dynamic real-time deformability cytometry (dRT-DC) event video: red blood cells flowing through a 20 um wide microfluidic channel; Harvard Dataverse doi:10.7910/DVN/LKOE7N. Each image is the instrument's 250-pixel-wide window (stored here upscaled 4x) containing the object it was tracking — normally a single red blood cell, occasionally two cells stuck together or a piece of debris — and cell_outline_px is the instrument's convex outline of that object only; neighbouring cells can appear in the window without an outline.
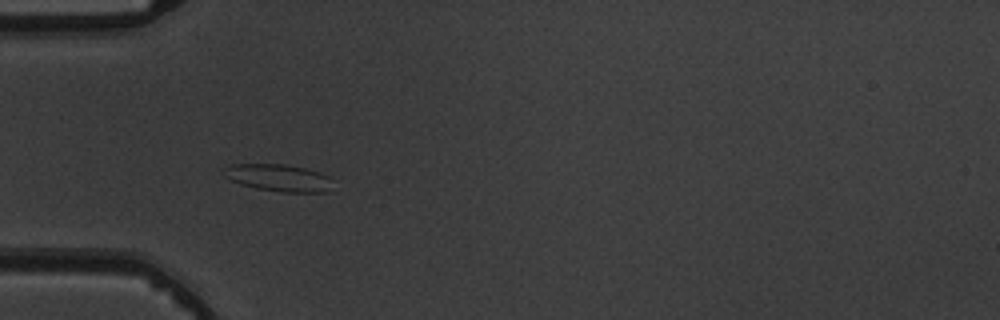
{"species": "common noctule bat (a hibernating species)", "species_latin": "Nyctalus noctula", "temperature_condition": "warm", "stored_images_in_passage": 6, "camera_frame_rate_fps": 3000, "um_per_image_px": 0.085, "animal": {"sex": "male", "body_mass_g": 19.5, "forearm_length_mm": 54.6}, "frame": {"image": 1, "passage_image": 5, "time_ms": 4.667, "image_size_px": [1000, 320], "cell_outline_px": [[336, 180], [324, 192], [284, 192], [256, 188], [240, 184], [224, 176], [220, 172], [224, 168], [232, 164], [284, 164], [304, 168], [320, 172]], "centroid_in_image_um": [23.67, 15.1], "position_along_channel_um": 61.3, "area_um2": 17.28}}
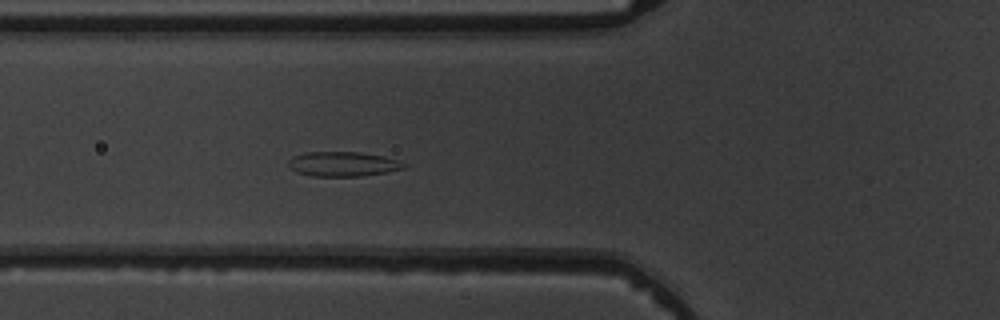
{"frame": {"image": 2, "passage_image": 6, "time_ms": 5.667, "image_size_px": [1000, 320], "cell_outline_px": [[408, 164], [404, 168], [384, 172], [360, 176], [312, 176], [296, 172], [288, 164], [288, 160], [292, 156], [304, 152], [360, 152], [380, 156], [396, 160]], "centroid_in_image_um": [29.09, 13.94], "position_along_channel_um": 96.7, "area_um2": 16.42}}